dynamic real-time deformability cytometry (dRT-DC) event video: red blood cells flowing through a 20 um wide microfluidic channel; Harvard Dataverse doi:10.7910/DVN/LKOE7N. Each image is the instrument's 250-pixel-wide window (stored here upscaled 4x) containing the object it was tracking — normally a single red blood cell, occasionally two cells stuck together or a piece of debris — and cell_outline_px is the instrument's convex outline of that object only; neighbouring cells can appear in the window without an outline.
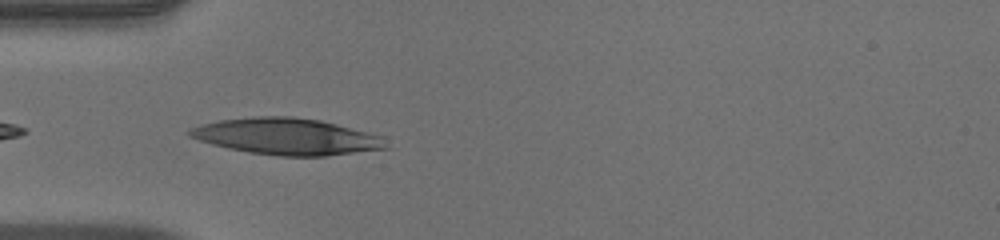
{"species": "human", "species_latin": "Homo sapiens", "temperature_condition": "warm", "stored_images_in_passage": 34, "camera_frame_rate_fps": 3000, "um_per_image_px": 0.085, "donor": {"sex": "male"}, "frame": {"image": 1, "passage_image": 1, "time_ms": 0.0, "image_size_px": [1000, 240], "cell_outline_px": [[388, 148], [324, 156], [276, 156], [248, 152], [228, 148], [212, 144], [188, 136], [188, 132], [192, 128], [204, 124], [220, 120], [256, 116], [292, 116], [320, 120], [384, 136]], "centroid_in_image_um": [24.4, 11.6], "position_along_channel_um": 60.6, "area_um2": 41.56}}
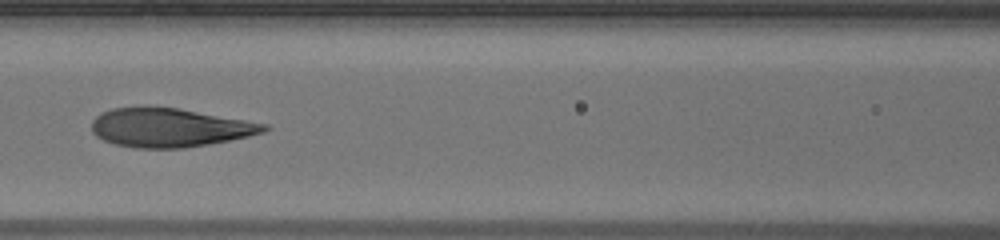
{"frame": {"image": 2, "passage_image": 8, "time_ms": 2.333, "image_size_px": [1000, 240], "cell_outline_px": [[268, 128], [264, 132], [248, 136], [208, 144], [184, 148], [136, 148], [116, 144], [104, 140], [96, 136], [92, 132], [92, 120], [100, 112], [112, 108], [148, 104], [176, 108], [268, 124]], "centroid_in_image_um": [14.34, 10.82], "position_along_channel_um": 152.3, "area_um2": 39.25}}
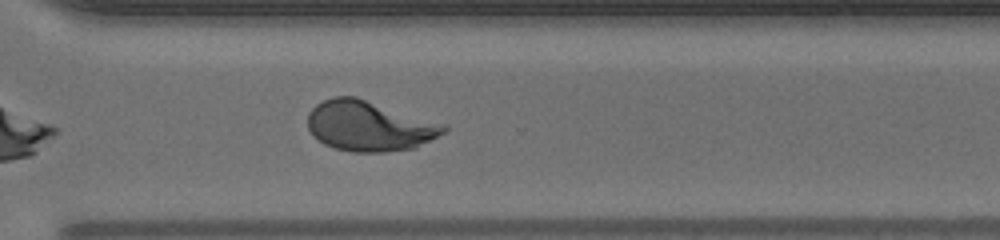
{"frame": {"image": 3, "passage_image": 22, "time_ms": 7.0, "image_size_px": [1000, 240], "cell_outline_px": [[448, 128], [444, 132], [416, 148], [384, 152], [352, 152], [336, 148], [324, 144], [312, 136], [308, 128], [308, 112], [316, 104], [332, 96], [356, 96], [444, 124]], "centroid_in_image_um": [31.35, 10.71], "position_along_channel_um": 339.3, "area_um2": 39.82}, "authors_computed_cell_mechanics": {"area_um2": 39.2462, "velocity_mm_per_s": 4.0224, "shape_relaxation_time_tau1_ms": 6.5906, "shape_relaxation_time_tau2_ms": null, "deformation_change_tau1": 0.3019, "deformation_change_tau2": null}}